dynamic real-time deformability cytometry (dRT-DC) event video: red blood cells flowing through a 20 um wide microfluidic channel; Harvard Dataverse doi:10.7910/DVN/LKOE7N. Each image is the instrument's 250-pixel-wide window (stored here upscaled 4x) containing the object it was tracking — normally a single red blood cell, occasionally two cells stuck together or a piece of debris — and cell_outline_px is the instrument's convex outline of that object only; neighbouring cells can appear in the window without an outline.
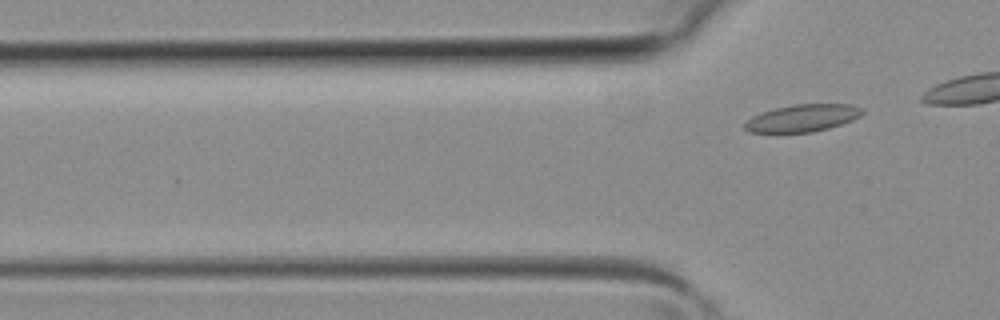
{"species": "common noctule bat (a hibernating species)", "species_latin": "Nyctalus noctula", "temperature_condition": "room temperature", "stored_images_in_passage": 4, "camera_frame_rate_fps": 3000, "um_per_image_px": 0.085, "animal": {"sex": "female", "body_mass_g": 19.3, "forearm_length_mm": 54.1}, "frame": {"image": 1, "passage_image": 4, "time_ms": 1.0, "image_size_px": [1000, 320], "cell_outline_px": [[864, 112], [860, 116], [852, 120], [828, 128], [812, 132], [748, 132], [744, 128], [744, 124], [752, 116], [776, 108], [796, 104], [852, 104], [864, 108]], "centroid_in_image_um": [68.25, 10.03], "position_along_channel_um": 57.5, "area_um2": 18.5}}